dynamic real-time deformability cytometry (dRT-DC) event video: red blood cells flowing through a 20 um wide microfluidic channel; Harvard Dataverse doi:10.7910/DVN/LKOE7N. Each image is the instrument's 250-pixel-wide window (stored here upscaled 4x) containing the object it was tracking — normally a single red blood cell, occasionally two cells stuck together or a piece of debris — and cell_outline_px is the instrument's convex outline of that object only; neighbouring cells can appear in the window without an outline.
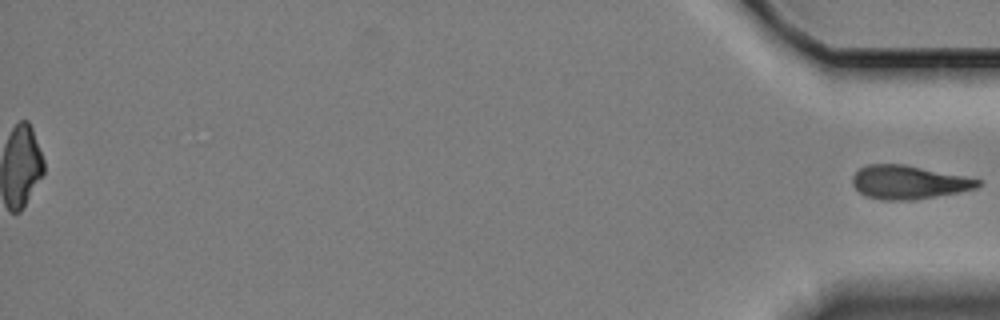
{"species": "Egyptian fruit bat (a non-hibernating species)", "species_latin": "Rousettus aegyptiacus", "temperature_condition": "cold", "stored_images_in_passage": 60, "segment_of_instrument_passage": [2, 2], "camera_frame_rate_fps": 3000, "um_per_image_px": 0.085, "animal": {"sex": "female"}, "frame": {"image": 1, "passage_image": 60, "time_ms": 19.667, "image_size_px": [1000, 320], "cell_outline_px": [[984, 180], [976, 188], [960, 192], [936, 196], [908, 200], [884, 200], [864, 196], [852, 184], [852, 176], [860, 168], [868, 164], [904, 164]], "centroid_in_image_um": [77.22, 15.49], "position_along_channel_um": 358.0, "area_um2": 24.45}}